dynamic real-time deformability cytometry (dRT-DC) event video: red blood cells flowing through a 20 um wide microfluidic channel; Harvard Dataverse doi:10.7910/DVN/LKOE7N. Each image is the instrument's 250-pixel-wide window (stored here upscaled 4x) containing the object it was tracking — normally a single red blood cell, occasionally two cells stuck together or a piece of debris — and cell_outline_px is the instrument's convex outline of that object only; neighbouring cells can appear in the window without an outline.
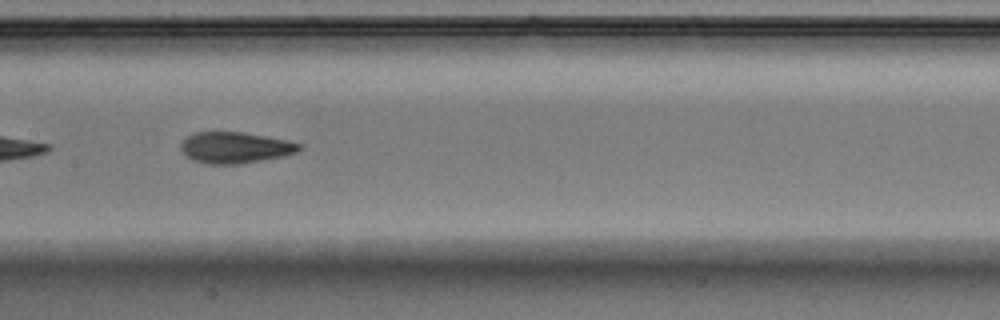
{"species": "Egyptian fruit bat (a non-hibernating species)", "species_latin": "Rousettus aegyptiacus", "temperature_condition": "warm", "stored_images_in_passage": 14, "camera_frame_rate_fps": 3000, "um_per_image_px": 0.085, "animal": {"sex": "male"}, "frame": {"image": 1, "passage_image": 12, "time_ms": 3.667, "image_size_px": [1000, 320], "cell_outline_px": [[304, 148], [296, 152], [284, 156], [240, 164], [204, 164], [192, 160], [180, 148], [180, 144], [188, 136], [196, 132], [240, 132], [288, 140], [300, 144]], "centroid_in_image_um": [20.0, 12.55], "position_along_channel_um": 187.4, "area_um2": 21.44}}